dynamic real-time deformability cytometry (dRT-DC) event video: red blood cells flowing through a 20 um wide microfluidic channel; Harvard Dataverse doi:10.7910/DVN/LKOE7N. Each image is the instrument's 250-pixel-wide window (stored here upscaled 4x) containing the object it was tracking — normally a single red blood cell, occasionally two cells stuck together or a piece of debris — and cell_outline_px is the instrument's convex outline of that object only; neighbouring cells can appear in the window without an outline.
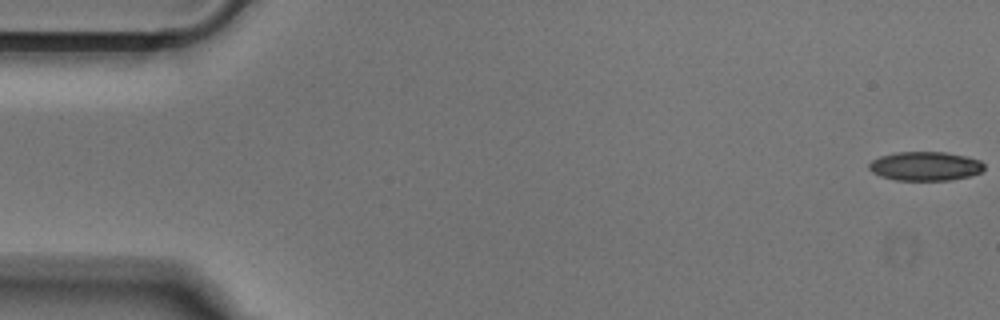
{"species": "Egyptian fruit bat (a non-hibernating species)", "species_latin": "Rousettus aegyptiacus", "temperature_condition": "cold", "stored_images_in_passage": 6, "camera_frame_rate_fps": 3000, "um_per_image_px": 0.085, "animal": {"sex": "male"}, "frame": {"image": 1, "passage_image": 1, "time_ms": 0.0, "image_size_px": [1000, 320], "cell_outline_px": [[984, 168], [980, 172], [968, 176], [948, 180], [896, 180], [880, 176], [872, 172], [868, 168], [868, 164], [872, 160], [880, 156], [896, 152], [944, 152], [964, 156], [980, 160], [984, 164]], "centroid_in_image_um": [78.61, 14.12], "position_along_channel_um": 6.4, "area_um2": 19.36}}